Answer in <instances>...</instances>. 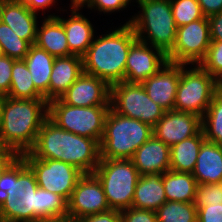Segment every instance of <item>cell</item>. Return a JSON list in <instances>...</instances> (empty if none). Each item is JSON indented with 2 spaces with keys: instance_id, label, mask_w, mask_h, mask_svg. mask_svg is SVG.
<instances>
[{
  "instance_id": "obj_1",
  "label": "cell",
  "mask_w": 222,
  "mask_h": 222,
  "mask_svg": "<svg viewBox=\"0 0 222 222\" xmlns=\"http://www.w3.org/2000/svg\"><path fill=\"white\" fill-rule=\"evenodd\" d=\"M19 187L16 195L0 197V218L15 222L68 219V201L38 187L36 176L22 156L18 157Z\"/></svg>"
},
{
  "instance_id": "obj_2",
  "label": "cell",
  "mask_w": 222,
  "mask_h": 222,
  "mask_svg": "<svg viewBox=\"0 0 222 222\" xmlns=\"http://www.w3.org/2000/svg\"><path fill=\"white\" fill-rule=\"evenodd\" d=\"M29 152L38 159L66 162L83 174L94 173L100 162V143L97 140L66 131L49 118L42 124Z\"/></svg>"
},
{
  "instance_id": "obj_3",
  "label": "cell",
  "mask_w": 222,
  "mask_h": 222,
  "mask_svg": "<svg viewBox=\"0 0 222 222\" xmlns=\"http://www.w3.org/2000/svg\"><path fill=\"white\" fill-rule=\"evenodd\" d=\"M0 112V142L3 147L20 156L29 152L48 118V101L4 96L0 97Z\"/></svg>"
},
{
  "instance_id": "obj_4",
  "label": "cell",
  "mask_w": 222,
  "mask_h": 222,
  "mask_svg": "<svg viewBox=\"0 0 222 222\" xmlns=\"http://www.w3.org/2000/svg\"><path fill=\"white\" fill-rule=\"evenodd\" d=\"M137 40L129 23L94 39L83 58V72L104 80L109 86L125 79L131 45Z\"/></svg>"
},
{
  "instance_id": "obj_5",
  "label": "cell",
  "mask_w": 222,
  "mask_h": 222,
  "mask_svg": "<svg viewBox=\"0 0 222 222\" xmlns=\"http://www.w3.org/2000/svg\"><path fill=\"white\" fill-rule=\"evenodd\" d=\"M152 135L153 127L149 124L118 114L110 108L100 141V158L131 159Z\"/></svg>"
},
{
  "instance_id": "obj_6",
  "label": "cell",
  "mask_w": 222,
  "mask_h": 222,
  "mask_svg": "<svg viewBox=\"0 0 222 222\" xmlns=\"http://www.w3.org/2000/svg\"><path fill=\"white\" fill-rule=\"evenodd\" d=\"M136 2L140 5L142 13L132 16L127 23L132 26L138 40L159 48L167 54L174 46L177 32L170 0H137Z\"/></svg>"
},
{
  "instance_id": "obj_7",
  "label": "cell",
  "mask_w": 222,
  "mask_h": 222,
  "mask_svg": "<svg viewBox=\"0 0 222 222\" xmlns=\"http://www.w3.org/2000/svg\"><path fill=\"white\" fill-rule=\"evenodd\" d=\"M94 174L102 183L110 209L122 211L132 207L140 175L131 159L100 158Z\"/></svg>"
},
{
  "instance_id": "obj_8",
  "label": "cell",
  "mask_w": 222,
  "mask_h": 222,
  "mask_svg": "<svg viewBox=\"0 0 222 222\" xmlns=\"http://www.w3.org/2000/svg\"><path fill=\"white\" fill-rule=\"evenodd\" d=\"M109 109L110 106H71L55 98L48 101V118L66 131L100 143Z\"/></svg>"
},
{
  "instance_id": "obj_9",
  "label": "cell",
  "mask_w": 222,
  "mask_h": 222,
  "mask_svg": "<svg viewBox=\"0 0 222 222\" xmlns=\"http://www.w3.org/2000/svg\"><path fill=\"white\" fill-rule=\"evenodd\" d=\"M185 66L180 64L174 110L194 113L202 118L218 92V81L199 64L189 70Z\"/></svg>"
},
{
  "instance_id": "obj_10",
  "label": "cell",
  "mask_w": 222,
  "mask_h": 222,
  "mask_svg": "<svg viewBox=\"0 0 222 222\" xmlns=\"http://www.w3.org/2000/svg\"><path fill=\"white\" fill-rule=\"evenodd\" d=\"M110 108L121 115L154 126L165 110L154 103L141 83L122 81L110 86Z\"/></svg>"
},
{
  "instance_id": "obj_11",
  "label": "cell",
  "mask_w": 222,
  "mask_h": 222,
  "mask_svg": "<svg viewBox=\"0 0 222 222\" xmlns=\"http://www.w3.org/2000/svg\"><path fill=\"white\" fill-rule=\"evenodd\" d=\"M36 176L38 187L69 200L83 173L76 167L54 159H38L30 152L21 155Z\"/></svg>"
},
{
  "instance_id": "obj_12",
  "label": "cell",
  "mask_w": 222,
  "mask_h": 222,
  "mask_svg": "<svg viewBox=\"0 0 222 222\" xmlns=\"http://www.w3.org/2000/svg\"><path fill=\"white\" fill-rule=\"evenodd\" d=\"M208 17L190 22L177 28L172 49L166 54L167 60L179 64H199L210 46Z\"/></svg>"
},
{
  "instance_id": "obj_13",
  "label": "cell",
  "mask_w": 222,
  "mask_h": 222,
  "mask_svg": "<svg viewBox=\"0 0 222 222\" xmlns=\"http://www.w3.org/2000/svg\"><path fill=\"white\" fill-rule=\"evenodd\" d=\"M110 210L102 183L94 173L83 174L68 200V219L79 218Z\"/></svg>"
},
{
  "instance_id": "obj_14",
  "label": "cell",
  "mask_w": 222,
  "mask_h": 222,
  "mask_svg": "<svg viewBox=\"0 0 222 222\" xmlns=\"http://www.w3.org/2000/svg\"><path fill=\"white\" fill-rule=\"evenodd\" d=\"M166 62H168L166 54L161 49L148 46L147 43L137 39L131 45L127 56L124 81L142 83L156 74Z\"/></svg>"
},
{
  "instance_id": "obj_15",
  "label": "cell",
  "mask_w": 222,
  "mask_h": 222,
  "mask_svg": "<svg viewBox=\"0 0 222 222\" xmlns=\"http://www.w3.org/2000/svg\"><path fill=\"white\" fill-rule=\"evenodd\" d=\"M202 130V118L194 113L176 110L165 111L153 126V135L172 146L182 140L197 135Z\"/></svg>"
},
{
  "instance_id": "obj_16",
  "label": "cell",
  "mask_w": 222,
  "mask_h": 222,
  "mask_svg": "<svg viewBox=\"0 0 222 222\" xmlns=\"http://www.w3.org/2000/svg\"><path fill=\"white\" fill-rule=\"evenodd\" d=\"M59 98L71 106H110V86L101 78L83 72Z\"/></svg>"
},
{
  "instance_id": "obj_17",
  "label": "cell",
  "mask_w": 222,
  "mask_h": 222,
  "mask_svg": "<svg viewBox=\"0 0 222 222\" xmlns=\"http://www.w3.org/2000/svg\"><path fill=\"white\" fill-rule=\"evenodd\" d=\"M179 79L180 64L168 61L156 74L141 84L154 103L165 111H170L174 110Z\"/></svg>"
},
{
  "instance_id": "obj_18",
  "label": "cell",
  "mask_w": 222,
  "mask_h": 222,
  "mask_svg": "<svg viewBox=\"0 0 222 222\" xmlns=\"http://www.w3.org/2000/svg\"><path fill=\"white\" fill-rule=\"evenodd\" d=\"M140 176L170 170V146L152 135L131 158Z\"/></svg>"
},
{
  "instance_id": "obj_19",
  "label": "cell",
  "mask_w": 222,
  "mask_h": 222,
  "mask_svg": "<svg viewBox=\"0 0 222 222\" xmlns=\"http://www.w3.org/2000/svg\"><path fill=\"white\" fill-rule=\"evenodd\" d=\"M37 13L32 12L14 0H0V21L30 45L35 44L37 34Z\"/></svg>"
},
{
  "instance_id": "obj_20",
  "label": "cell",
  "mask_w": 222,
  "mask_h": 222,
  "mask_svg": "<svg viewBox=\"0 0 222 222\" xmlns=\"http://www.w3.org/2000/svg\"><path fill=\"white\" fill-rule=\"evenodd\" d=\"M80 8L83 7L71 5L72 14L69 19H62L56 15H48V17H56L62 23L70 53L83 57L93 42L94 29L90 21L78 12Z\"/></svg>"
},
{
  "instance_id": "obj_21",
  "label": "cell",
  "mask_w": 222,
  "mask_h": 222,
  "mask_svg": "<svg viewBox=\"0 0 222 222\" xmlns=\"http://www.w3.org/2000/svg\"><path fill=\"white\" fill-rule=\"evenodd\" d=\"M83 73V58L77 55L56 57L49 83V101L59 98Z\"/></svg>"
},
{
  "instance_id": "obj_22",
  "label": "cell",
  "mask_w": 222,
  "mask_h": 222,
  "mask_svg": "<svg viewBox=\"0 0 222 222\" xmlns=\"http://www.w3.org/2000/svg\"><path fill=\"white\" fill-rule=\"evenodd\" d=\"M192 174L198 184L222 183V145L205 140Z\"/></svg>"
},
{
  "instance_id": "obj_23",
  "label": "cell",
  "mask_w": 222,
  "mask_h": 222,
  "mask_svg": "<svg viewBox=\"0 0 222 222\" xmlns=\"http://www.w3.org/2000/svg\"><path fill=\"white\" fill-rule=\"evenodd\" d=\"M167 201L162 174L140 176L134 191L132 207L156 211Z\"/></svg>"
},
{
  "instance_id": "obj_24",
  "label": "cell",
  "mask_w": 222,
  "mask_h": 222,
  "mask_svg": "<svg viewBox=\"0 0 222 222\" xmlns=\"http://www.w3.org/2000/svg\"><path fill=\"white\" fill-rule=\"evenodd\" d=\"M35 45L46 50L55 58L72 55L64 27L56 17H47L41 27H37Z\"/></svg>"
},
{
  "instance_id": "obj_25",
  "label": "cell",
  "mask_w": 222,
  "mask_h": 222,
  "mask_svg": "<svg viewBox=\"0 0 222 222\" xmlns=\"http://www.w3.org/2000/svg\"><path fill=\"white\" fill-rule=\"evenodd\" d=\"M55 57L32 44L24 58L35 88L49 101V83Z\"/></svg>"
},
{
  "instance_id": "obj_26",
  "label": "cell",
  "mask_w": 222,
  "mask_h": 222,
  "mask_svg": "<svg viewBox=\"0 0 222 222\" xmlns=\"http://www.w3.org/2000/svg\"><path fill=\"white\" fill-rule=\"evenodd\" d=\"M203 130L170 147V170L192 173L195 169L200 147L205 141Z\"/></svg>"
},
{
  "instance_id": "obj_27",
  "label": "cell",
  "mask_w": 222,
  "mask_h": 222,
  "mask_svg": "<svg viewBox=\"0 0 222 222\" xmlns=\"http://www.w3.org/2000/svg\"><path fill=\"white\" fill-rule=\"evenodd\" d=\"M167 201L194 202L197 181L192 173L169 170L162 174Z\"/></svg>"
},
{
  "instance_id": "obj_28",
  "label": "cell",
  "mask_w": 222,
  "mask_h": 222,
  "mask_svg": "<svg viewBox=\"0 0 222 222\" xmlns=\"http://www.w3.org/2000/svg\"><path fill=\"white\" fill-rule=\"evenodd\" d=\"M7 97L15 99H45L35 88L24 60H15L11 71V85Z\"/></svg>"
},
{
  "instance_id": "obj_29",
  "label": "cell",
  "mask_w": 222,
  "mask_h": 222,
  "mask_svg": "<svg viewBox=\"0 0 222 222\" xmlns=\"http://www.w3.org/2000/svg\"><path fill=\"white\" fill-rule=\"evenodd\" d=\"M202 130L207 141L222 145V94L217 92L202 117Z\"/></svg>"
},
{
  "instance_id": "obj_30",
  "label": "cell",
  "mask_w": 222,
  "mask_h": 222,
  "mask_svg": "<svg viewBox=\"0 0 222 222\" xmlns=\"http://www.w3.org/2000/svg\"><path fill=\"white\" fill-rule=\"evenodd\" d=\"M158 222H197L194 202L166 201L157 210Z\"/></svg>"
},
{
  "instance_id": "obj_31",
  "label": "cell",
  "mask_w": 222,
  "mask_h": 222,
  "mask_svg": "<svg viewBox=\"0 0 222 222\" xmlns=\"http://www.w3.org/2000/svg\"><path fill=\"white\" fill-rule=\"evenodd\" d=\"M30 46L26 40L17 36L7 24L0 21V49L2 55L15 60H24Z\"/></svg>"
},
{
  "instance_id": "obj_32",
  "label": "cell",
  "mask_w": 222,
  "mask_h": 222,
  "mask_svg": "<svg viewBox=\"0 0 222 222\" xmlns=\"http://www.w3.org/2000/svg\"><path fill=\"white\" fill-rule=\"evenodd\" d=\"M170 2L177 28L204 17L197 0H170Z\"/></svg>"
},
{
  "instance_id": "obj_33",
  "label": "cell",
  "mask_w": 222,
  "mask_h": 222,
  "mask_svg": "<svg viewBox=\"0 0 222 222\" xmlns=\"http://www.w3.org/2000/svg\"><path fill=\"white\" fill-rule=\"evenodd\" d=\"M199 65L217 81L222 78V41H211L206 56Z\"/></svg>"
},
{
  "instance_id": "obj_34",
  "label": "cell",
  "mask_w": 222,
  "mask_h": 222,
  "mask_svg": "<svg viewBox=\"0 0 222 222\" xmlns=\"http://www.w3.org/2000/svg\"><path fill=\"white\" fill-rule=\"evenodd\" d=\"M194 203L196 207L222 204V183L198 184Z\"/></svg>"
},
{
  "instance_id": "obj_35",
  "label": "cell",
  "mask_w": 222,
  "mask_h": 222,
  "mask_svg": "<svg viewBox=\"0 0 222 222\" xmlns=\"http://www.w3.org/2000/svg\"><path fill=\"white\" fill-rule=\"evenodd\" d=\"M19 187L18 158L5 170L0 179V197L3 195H16Z\"/></svg>"
},
{
  "instance_id": "obj_36",
  "label": "cell",
  "mask_w": 222,
  "mask_h": 222,
  "mask_svg": "<svg viewBox=\"0 0 222 222\" xmlns=\"http://www.w3.org/2000/svg\"><path fill=\"white\" fill-rule=\"evenodd\" d=\"M121 222H158L156 211L130 207L121 211Z\"/></svg>"
},
{
  "instance_id": "obj_37",
  "label": "cell",
  "mask_w": 222,
  "mask_h": 222,
  "mask_svg": "<svg viewBox=\"0 0 222 222\" xmlns=\"http://www.w3.org/2000/svg\"><path fill=\"white\" fill-rule=\"evenodd\" d=\"M15 59L0 55V97L7 96L11 85V71Z\"/></svg>"
},
{
  "instance_id": "obj_38",
  "label": "cell",
  "mask_w": 222,
  "mask_h": 222,
  "mask_svg": "<svg viewBox=\"0 0 222 222\" xmlns=\"http://www.w3.org/2000/svg\"><path fill=\"white\" fill-rule=\"evenodd\" d=\"M131 0H86L81 6L87 5L90 9H98L100 12L111 13L126 8Z\"/></svg>"
},
{
  "instance_id": "obj_39",
  "label": "cell",
  "mask_w": 222,
  "mask_h": 222,
  "mask_svg": "<svg viewBox=\"0 0 222 222\" xmlns=\"http://www.w3.org/2000/svg\"><path fill=\"white\" fill-rule=\"evenodd\" d=\"M197 222H222V204L197 207Z\"/></svg>"
},
{
  "instance_id": "obj_40",
  "label": "cell",
  "mask_w": 222,
  "mask_h": 222,
  "mask_svg": "<svg viewBox=\"0 0 222 222\" xmlns=\"http://www.w3.org/2000/svg\"><path fill=\"white\" fill-rule=\"evenodd\" d=\"M76 222H121V211L110 209L105 212L79 218Z\"/></svg>"
},
{
  "instance_id": "obj_41",
  "label": "cell",
  "mask_w": 222,
  "mask_h": 222,
  "mask_svg": "<svg viewBox=\"0 0 222 222\" xmlns=\"http://www.w3.org/2000/svg\"><path fill=\"white\" fill-rule=\"evenodd\" d=\"M210 40L222 41V11L208 17Z\"/></svg>"
},
{
  "instance_id": "obj_42",
  "label": "cell",
  "mask_w": 222,
  "mask_h": 222,
  "mask_svg": "<svg viewBox=\"0 0 222 222\" xmlns=\"http://www.w3.org/2000/svg\"><path fill=\"white\" fill-rule=\"evenodd\" d=\"M205 17L222 11V0H197Z\"/></svg>"
},
{
  "instance_id": "obj_43",
  "label": "cell",
  "mask_w": 222,
  "mask_h": 222,
  "mask_svg": "<svg viewBox=\"0 0 222 222\" xmlns=\"http://www.w3.org/2000/svg\"><path fill=\"white\" fill-rule=\"evenodd\" d=\"M20 155L14 151L4 149L0 153V179L5 170L19 157Z\"/></svg>"
},
{
  "instance_id": "obj_44",
  "label": "cell",
  "mask_w": 222,
  "mask_h": 222,
  "mask_svg": "<svg viewBox=\"0 0 222 222\" xmlns=\"http://www.w3.org/2000/svg\"><path fill=\"white\" fill-rule=\"evenodd\" d=\"M55 0H33V12L37 13V11L42 9H48L50 6L55 5ZM48 7V8H47Z\"/></svg>"
},
{
  "instance_id": "obj_45",
  "label": "cell",
  "mask_w": 222,
  "mask_h": 222,
  "mask_svg": "<svg viewBox=\"0 0 222 222\" xmlns=\"http://www.w3.org/2000/svg\"><path fill=\"white\" fill-rule=\"evenodd\" d=\"M15 2L23 5L24 7H28L33 12V0H14Z\"/></svg>"
},
{
  "instance_id": "obj_46",
  "label": "cell",
  "mask_w": 222,
  "mask_h": 222,
  "mask_svg": "<svg viewBox=\"0 0 222 222\" xmlns=\"http://www.w3.org/2000/svg\"><path fill=\"white\" fill-rule=\"evenodd\" d=\"M86 0H71V5H78L81 6Z\"/></svg>"
},
{
  "instance_id": "obj_47",
  "label": "cell",
  "mask_w": 222,
  "mask_h": 222,
  "mask_svg": "<svg viewBox=\"0 0 222 222\" xmlns=\"http://www.w3.org/2000/svg\"><path fill=\"white\" fill-rule=\"evenodd\" d=\"M218 92L222 94V78L218 80Z\"/></svg>"
},
{
  "instance_id": "obj_48",
  "label": "cell",
  "mask_w": 222,
  "mask_h": 222,
  "mask_svg": "<svg viewBox=\"0 0 222 222\" xmlns=\"http://www.w3.org/2000/svg\"><path fill=\"white\" fill-rule=\"evenodd\" d=\"M54 222H76V220H70V219H66V220H54Z\"/></svg>"
},
{
  "instance_id": "obj_49",
  "label": "cell",
  "mask_w": 222,
  "mask_h": 222,
  "mask_svg": "<svg viewBox=\"0 0 222 222\" xmlns=\"http://www.w3.org/2000/svg\"><path fill=\"white\" fill-rule=\"evenodd\" d=\"M36 222H54V220H40V221H36Z\"/></svg>"
},
{
  "instance_id": "obj_50",
  "label": "cell",
  "mask_w": 222,
  "mask_h": 222,
  "mask_svg": "<svg viewBox=\"0 0 222 222\" xmlns=\"http://www.w3.org/2000/svg\"><path fill=\"white\" fill-rule=\"evenodd\" d=\"M0 222H15V221H11V220H4L0 218Z\"/></svg>"
},
{
  "instance_id": "obj_51",
  "label": "cell",
  "mask_w": 222,
  "mask_h": 222,
  "mask_svg": "<svg viewBox=\"0 0 222 222\" xmlns=\"http://www.w3.org/2000/svg\"><path fill=\"white\" fill-rule=\"evenodd\" d=\"M5 148L3 147V145L0 142V153L4 150Z\"/></svg>"
},
{
  "instance_id": "obj_52",
  "label": "cell",
  "mask_w": 222,
  "mask_h": 222,
  "mask_svg": "<svg viewBox=\"0 0 222 222\" xmlns=\"http://www.w3.org/2000/svg\"><path fill=\"white\" fill-rule=\"evenodd\" d=\"M0 128H1V112H0Z\"/></svg>"
}]
</instances>
